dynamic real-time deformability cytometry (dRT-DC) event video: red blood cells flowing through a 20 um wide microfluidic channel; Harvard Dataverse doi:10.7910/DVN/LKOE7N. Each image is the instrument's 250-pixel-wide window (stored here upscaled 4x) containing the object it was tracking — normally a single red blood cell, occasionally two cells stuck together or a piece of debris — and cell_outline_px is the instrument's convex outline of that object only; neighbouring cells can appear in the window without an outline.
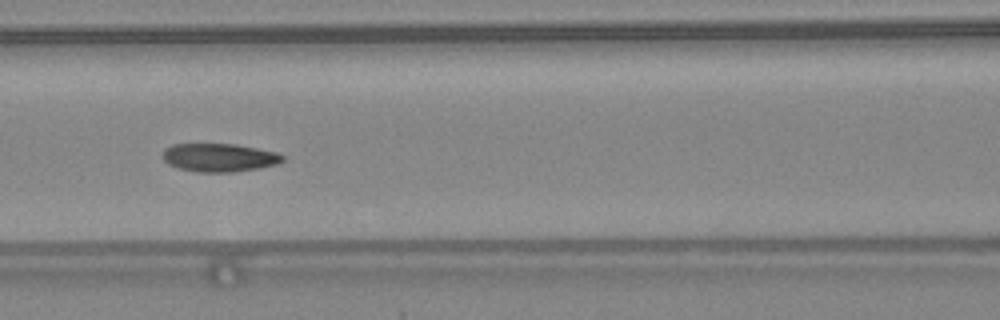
{"species": "common noctule bat (a hibernating species)", "species_latin": "Nyctalus noctula", "temperature_condition": "warm", "stored_images_in_passage": 24, "camera_frame_rate_fps": 3000, "um_per_image_px": 0.085, "animal": {"sex": "female", "body_mass_g": 24.6, "forearm_length_mm": 56.2}, "frame": {"image": 1, "passage_image": 7, "time_ms": 2.0, "image_size_px": [1000, 320], "cell_outline_px": [[284, 160], [276, 164], [260, 168], [232, 172], [196, 172], [176, 168], [168, 164], [160, 156], [164, 148], [172, 144], [236, 144], [276, 152], [284, 156]], "centroid_in_image_um": [18.58, 13.39], "position_along_channel_um": 148.0, "area_um2": 20.0}, "authors_computed_cell_mechanics": {"area_um2": 20.2011, "velocity_mm_per_s": 4.3727, "shape_relaxation_time_tau1_ms": 6.3432, "shape_relaxation_time_tau2_ms": 2.1212, "deformation_change_tau1": 0.1832, "deformation_change_tau2": 0.0965}}